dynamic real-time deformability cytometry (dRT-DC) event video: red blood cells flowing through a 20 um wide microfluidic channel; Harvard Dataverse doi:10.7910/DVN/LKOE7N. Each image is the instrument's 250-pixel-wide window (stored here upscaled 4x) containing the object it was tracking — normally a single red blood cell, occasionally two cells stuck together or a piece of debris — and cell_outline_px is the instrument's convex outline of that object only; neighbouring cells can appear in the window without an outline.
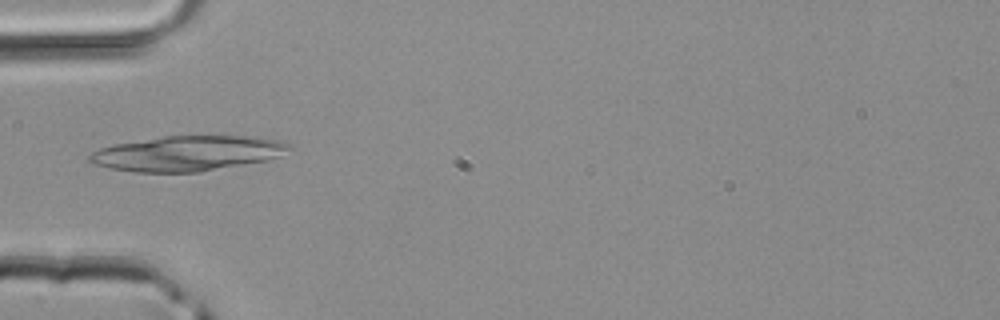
{"species": "common noctule bat (a hibernating species)", "species_latin": "Nyctalus noctula", "temperature_condition": "room temperature", "stored_images_in_passage": 4, "camera_frame_rate_fps": 3000, "um_per_image_px": 0.085, "animal": {"sex": "male", "body_mass_g": 20.4}, "frame": {"image": 1, "passage_image": 4, "time_ms": 1.0, "image_size_px": [1000, 320], "cell_outline_px": [[296, 148], [280, 156], [268, 160], [200, 172], [136, 172], [108, 168], [96, 164], [88, 160], [88, 156], [92, 152], [100, 148], [116, 144], [164, 136], [260, 136], [292, 144]], "centroid_in_image_um": [16.02, 13.03], "position_along_channel_um": 69.0, "area_um2": 41.04}}